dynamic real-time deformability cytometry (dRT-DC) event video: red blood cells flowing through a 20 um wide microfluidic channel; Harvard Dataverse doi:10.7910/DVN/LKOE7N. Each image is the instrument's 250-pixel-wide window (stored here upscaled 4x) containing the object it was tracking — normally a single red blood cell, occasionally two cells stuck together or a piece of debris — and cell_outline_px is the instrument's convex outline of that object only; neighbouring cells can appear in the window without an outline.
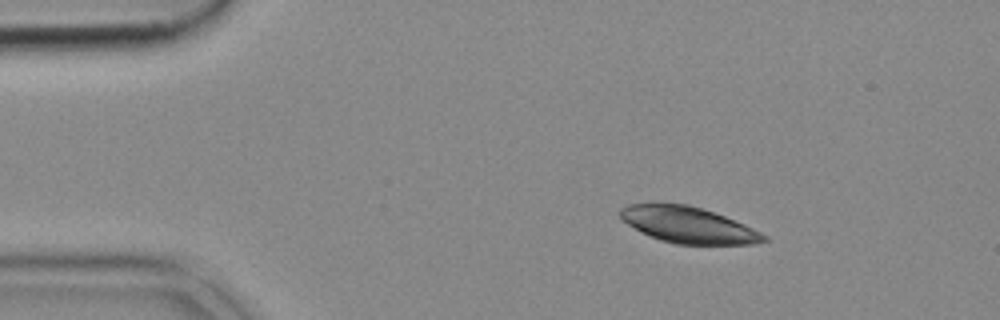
{"species": "common noctule bat (a hibernating species)", "species_latin": "Nyctalus noctula", "temperature_condition": "cold", "stored_images_in_passage": 45, "camera_frame_rate_fps": 3000, "um_per_image_px": 0.085, "animal": {"sex": "female", "body_mass_g": 18.4}, "frame": {"image": 1, "passage_image": 1, "time_ms": 0.0, "image_size_px": [1000, 320], "cell_outline_px": [[768, 240], [752, 244], [676, 244], [660, 240], [640, 232], [620, 220], [620, 208], [628, 204], [652, 200], [688, 204], [724, 216], [744, 224], [768, 236]], "centroid_in_image_um": [58.39, 19.07], "position_along_channel_um": 26.6, "area_um2": 30.92}}